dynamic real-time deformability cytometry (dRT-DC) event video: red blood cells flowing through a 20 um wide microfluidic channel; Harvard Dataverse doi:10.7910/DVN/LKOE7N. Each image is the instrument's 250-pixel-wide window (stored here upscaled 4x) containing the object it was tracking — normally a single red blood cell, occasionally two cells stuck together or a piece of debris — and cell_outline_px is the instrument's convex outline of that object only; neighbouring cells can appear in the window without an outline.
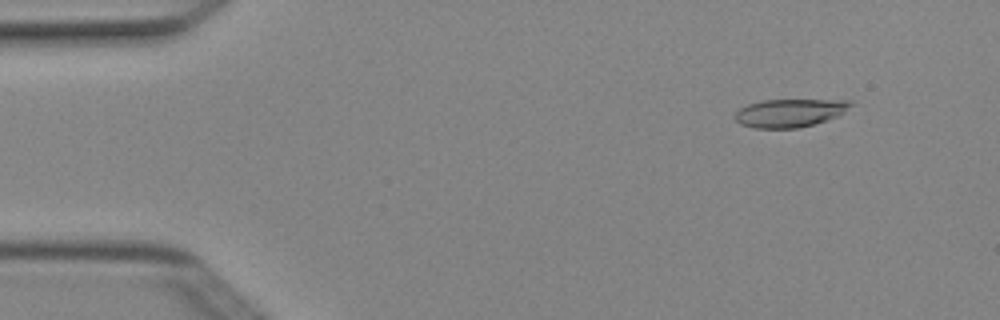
{"species": "Egyptian fruit bat (a non-hibernating species)", "species_latin": "Rousettus aegyptiacus", "temperature_condition": "cold", "stored_images_in_passage": 7, "camera_frame_rate_fps": 3000, "um_per_image_px": 0.085, "animal": {"sex": "female"}, "frame": {"image": 1, "passage_image": 2, "time_ms": 0.333, "image_size_px": [1000, 320], "cell_outline_px": [[852, 104], [844, 112], [828, 120], [800, 128], [756, 128], [740, 124], [732, 116], [740, 108], [748, 104], [764, 100], [852, 100]], "centroid_in_image_um": [67.11, 9.6], "position_along_channel_um": 17.9, "area_um2": 18.96}}
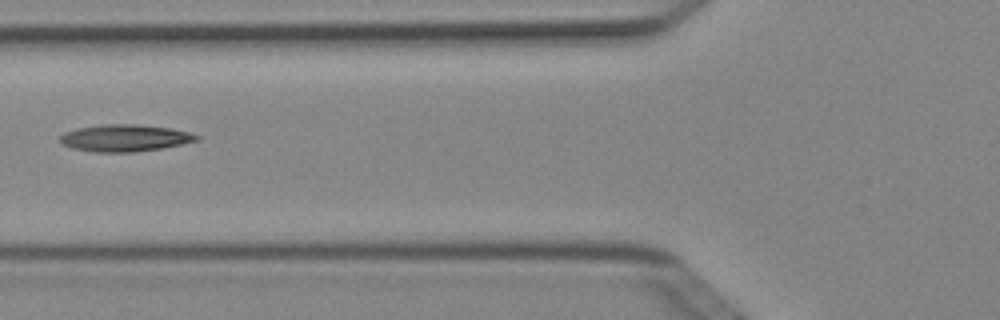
{"frame": {"image": 2, "passage_image": 6, "time_ms": 1.667, "image_size_px": [1000, 320], "cell_outline_px": [[200, 140], [160, 148], [136, 152], [92, 152], [72, 148], [60, 144], [60, 136], [64, 132], [76, 128], [100, 124], [136, 124], [172, 128], [192, 132], [200, 136]], "centroid_in_image_um": [10.6, 11.72], "position_along_channel_um": 115.2, "area_um2": 21.73}}
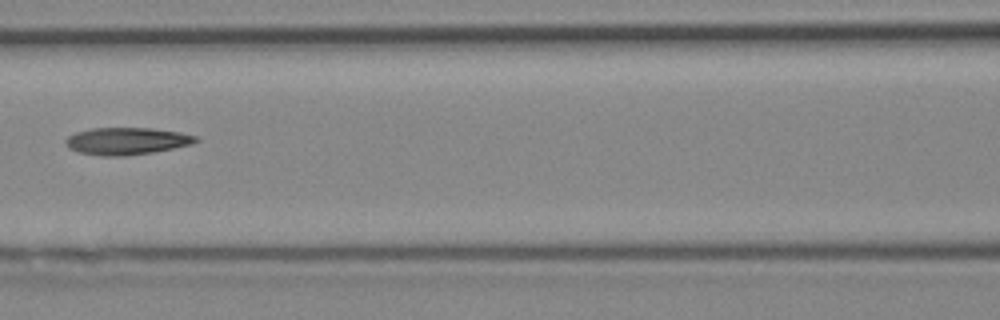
{"frame": {"image": 3, "passage_image": 7, "time_ms": 2.0, "image_size_px": [1000, 320], "cell_outline_px": [[200, 140], [192, 144], [152, 152], [124, 156], [104, 156], [80, 152], [68, 148], [64, 140], [68, 136], [76, 132], [92, 128], [152, 128], [180, 132], [196, 136]], "centroid_in_image_um": [10.76, 11.98], "position_along_channel_um": 155.8, "area_um2": 20.52}}